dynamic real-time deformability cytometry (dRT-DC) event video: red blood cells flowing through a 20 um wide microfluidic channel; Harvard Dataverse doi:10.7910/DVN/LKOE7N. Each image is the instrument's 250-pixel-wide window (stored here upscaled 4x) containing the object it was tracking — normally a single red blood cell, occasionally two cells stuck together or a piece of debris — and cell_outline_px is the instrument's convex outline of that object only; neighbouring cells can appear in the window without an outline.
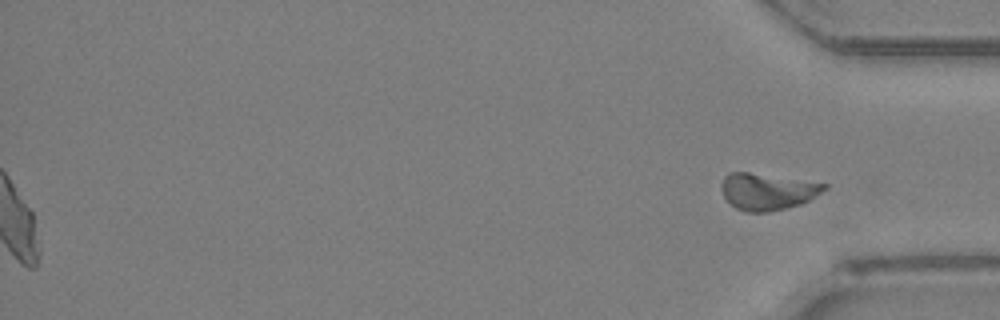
{"species": "Egyptian fruit bat (a non-hibernating species)", "species_latin": "Rousettus aegyptiacus", "temperature_condition": "room temperature", "stored_images_in_passage": 32, "segment_of_instrument_passage": [2, 2], "camera_frame_rate_fps": 3000, "um_per_image_px": 0.085, "animal": {"sex": "female"}, "frame": {"image": 1, "passage_image": 32, "time_ms": 10.333, "image_size_px": [1000, 320], "cell_outline_px": [[828, 188], [808, 200], [800, 204], [768, 212], [744, 212], [736, 208], [724, 196], [720, 184], [724, 176], [728, 172], [748, 172], [828, 184]], "centroid_in_image_um": [65.19, 16.27], "position_along_channel_um": 370.0, "area_um2": 21.73}}